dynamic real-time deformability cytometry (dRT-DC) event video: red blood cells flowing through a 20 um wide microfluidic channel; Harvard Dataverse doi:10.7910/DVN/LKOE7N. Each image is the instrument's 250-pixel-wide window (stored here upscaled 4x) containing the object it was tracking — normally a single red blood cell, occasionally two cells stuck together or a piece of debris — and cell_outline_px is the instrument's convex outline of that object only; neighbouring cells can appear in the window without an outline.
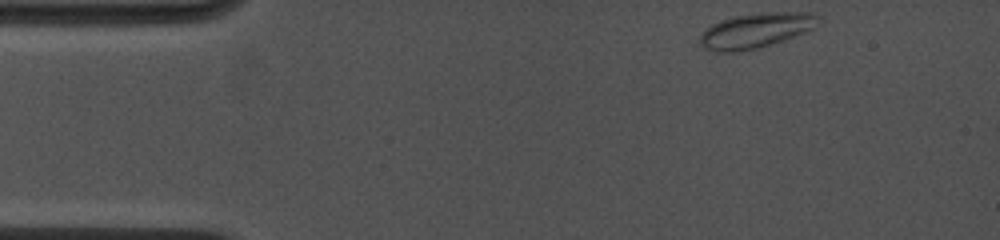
{"species": "common noctule bat (a hibernating species)", "species_latin": "Nyctalus noctula", "temperature_condition": "cold", "stored_images_in_passage": 15, "camera_frame_rate_fps": 4500, "um_per_image_px": 0.085, "animal": {"sex": "female", "body_mass_g": 19.0, "forearm_length_mm": 53.3}, "frame": {"image": 1, "passage_image": 1, "time_ms": 0.0, "image_size_px": [1000, 240], "cell_outline_px": [[820, 16], [812, 28], [804, 32], [760, 48], [736, 52], [716, 52], [704, 48], [700, 44], [700, 36], [712, 24], [720, 20], [736, 16], [768, 12], [812, 12]], "centroid_in_image_um": [64.22, 2.6], "position_along_channel_um": 20.8, "area_um2": 23.76}}
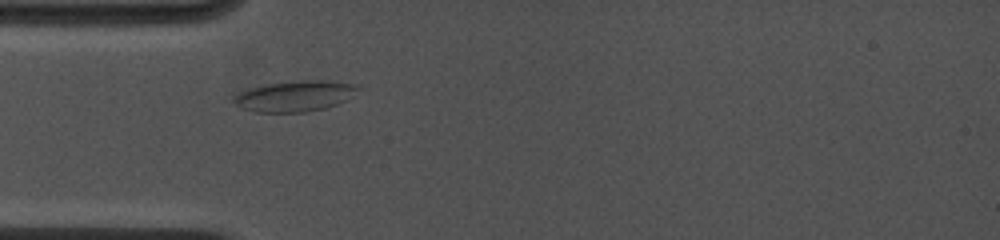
{"frame": {"image": 2, "passage_image": 12, "time_ms": 2.889, "image_size_px": [1000, 240], "cell_outline_px": [[360, 88], [344, 100], [336, 104], [324, 108], [304, 112], [256, 112], [240, 108], [232, 100], [232, 96], [248, 88], [268, 84], [300, 80], [324, 80], [356, 84]], "centroid_in_image_um": [25.0, 8.16], "position_along_channel_um": 60.0, "area_um2": 22.08}}